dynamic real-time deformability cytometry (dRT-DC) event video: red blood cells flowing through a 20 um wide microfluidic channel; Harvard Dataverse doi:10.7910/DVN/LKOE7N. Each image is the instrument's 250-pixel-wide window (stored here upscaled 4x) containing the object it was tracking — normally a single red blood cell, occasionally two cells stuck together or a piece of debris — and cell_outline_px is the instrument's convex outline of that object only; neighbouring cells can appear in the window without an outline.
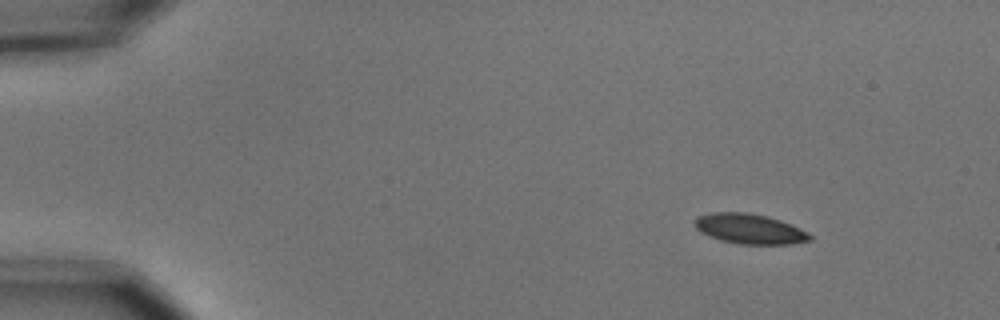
{"species": "common noctule bat (a hibernating species)", "species_latin": "Nyctalus noctula", "temperature_condition": "cold", "stored_images_in_passage": 11, "camera_frame_rate_fps": 3000, "um_per_image_px": 0.085, "animal": {"sex": "male", "body_mass_g": 15.6}, "frame": {"image": 1, "passage_image": 1, "time_ms": 0.0, "image_size_px": [1000, 320], "cell_outline_px": [[812, 240], [792, 244], [740, 244], [720, 240], [696, 228], [692, 224], [692, 220], [696, 216], [712, 212], [748, 212], [768, 216], [792, 224], [808, 232], [812, 236]], "centroid_in_image_um": [63.72, 19.44], "position_along_channel_um": 21.3, "area_um2": 20.35}}